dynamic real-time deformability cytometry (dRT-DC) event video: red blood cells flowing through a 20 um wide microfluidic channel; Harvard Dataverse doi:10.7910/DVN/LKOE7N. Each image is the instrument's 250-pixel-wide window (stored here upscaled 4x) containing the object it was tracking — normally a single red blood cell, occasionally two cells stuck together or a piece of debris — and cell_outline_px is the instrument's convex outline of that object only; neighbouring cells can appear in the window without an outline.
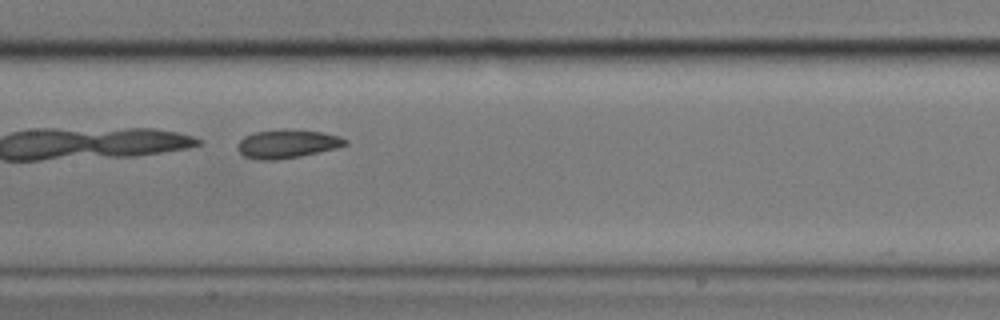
{"species": "common noctule bat (a hibernating species)", "species_latin": "Nyctalus noctula", "temperature_condition": "cold", "stored_images_in_passage": 54, "camera_frame_rate_fps": 3000, "um_per_image_px": 0.085, "animal": {"sex": "male", "body_mass_g": 17.9}, "frame": {"image": 1, "passage_image": 27, "time_ms": 8.667, "image_size_px": [1000, 320], "cell_outline_px": [[348, 144], [336, 148], [300, 156], [276, 160], [260, 160], [244, 156], [236, 148], [236, 144], [244, 136], [256, 132], [280, 128], [284, 128], [324, 132], [340, 136], [348, 140]], "centroid_in_image_um": [24.41, 12.21], "position_along_channel_um": 183.0, "area_um2": 18.15}}
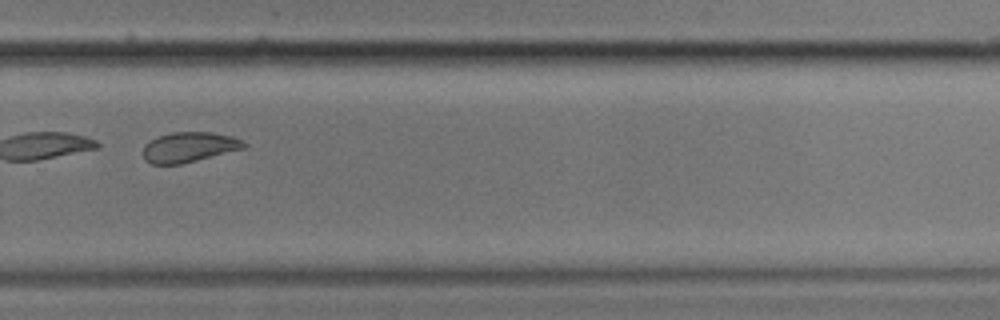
{"frame": {"image": 2, "passage_image": 38, "time_ms": 12.333, "image_size_px": [1000, 320], "cell_outline_px": [[248, 144], [244, 148], [180, 164], [152, 164], [144, 160], [144, 144], [160, 136], [172, 132], [212, 132], [232, 136]], "centroid_in_image_um": [16.06, 12.5], "position_along_channel_um": 313.7, "area_um2": 17.4}}